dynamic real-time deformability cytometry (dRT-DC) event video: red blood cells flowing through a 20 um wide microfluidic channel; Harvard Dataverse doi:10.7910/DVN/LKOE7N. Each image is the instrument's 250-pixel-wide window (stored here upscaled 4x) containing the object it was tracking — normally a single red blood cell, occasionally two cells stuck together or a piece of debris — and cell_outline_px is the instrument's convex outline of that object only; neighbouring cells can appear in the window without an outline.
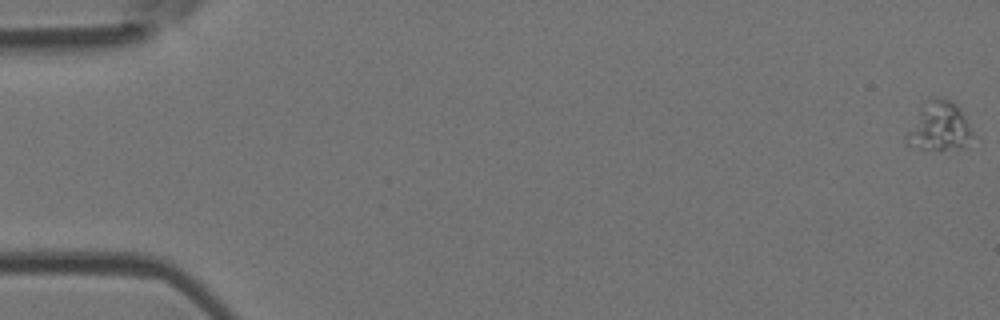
{"species": "Egyptian fruit bat (a non-hibernating species)", "species_latin": "Rousettus aegyptiacus", "temperature_condition": "room temperature", "stored_images_in_passage": 52, "camera_frame_rate_fps": 3000, "um_per_image_px": 0.085, "animal": {"sex": "female"}, "frame": {"image": 1, "passage_image": 1, "time_ms": 0.0, "image_size_px": [1000, 320], "cell_outline_px": [[972, 136], [968, 148], [920, 148], [908, 144], [908, 132], [924, 100], [936, 96], [948, 100], [956, 104], [960, 108], [972, 132]], "centroid_in_image_um": [79.88, 10.71], "position_along_channel_um": 5.1, "area_um2": 18.32}}
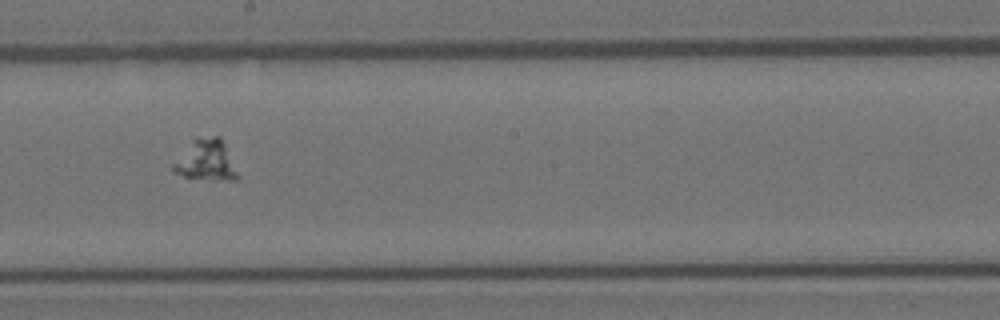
{"frame": {"image": 2, "passage_image": 30, "time_ms": 9.667, "image_size_px": [1000, 320], "cell_outline_px": [[240, 176], [236, 180], [212, 180], [184, 176], [176, 172], [172, 168], [172, 164], [192, 140], [196, 136], [220, 136]], "centroid_in_image_um": [17.54, 13.62], "position_along_channel_um": 230.7, "area_um2": 15.26}}
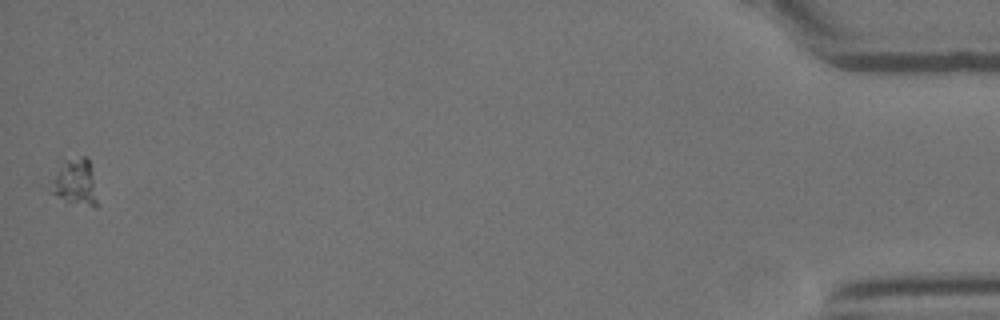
{"frame": {"image": 3, "passage_image": 52, "time_ms": 17.0, "image_size_px": [1000, 320], "cell_outline_px": [[100, 204], [96, 208], [68, 200], [48, 192], [48, 188], [52, 180], [64, 164], [68, 160], [80, 156], [84, 156], [88, 160], [92, 172]], "centroid_in_image_um": [6.45, 15.54], "position_along_channel_um": 428.7, "area_um2": 12.2}}